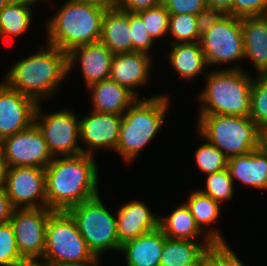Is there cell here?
Returning a JSON list of instances; mask_svg holds the SVG:
<instances>
[{"instance_id": "6da1fadb", "label": "cell", "mask_w": 267, "mask_h": 266, "mask_svg": "<svg viewBox=\"0 0 267 266\" xmlns=\"http://www.w3.org/2000/svg\"><path fill=\"white\" fill-rule=\"evenodd\" d=\"M47 208L67 211L99 195L98 168L91 155L54 157L45 168Z\"/></svg>"}, {"instance_id": "7a4b0ae2", "label": "cell", "mask_w": 267, "mask_h": 266, "mask_svg": "<svg viewBox=\"0 0 267 266\" xmlns=\"http://www.w3.org/2000/svg\"><path fill=\"white\" fill-rule=\"evenodd\" d=\"M19 60L8 71L4 82L11 88L40 103L53 95L68 74L67 53L53 45Z\"/></svg>"}, {"instance_id": "3957f363", "label": "cell", "mask_w": 267, "mask_h": 266, "mask_svg": "<svg viewBox=\"0 0 267 266\" xmlns=\"http://www.w3.org/2000/svg\"><path fill=\"white\" fill-rule=\"evenodd\" d=\"M104 13V9L88 3L67 0L47 20V44L69 53L75 47L99 42Z\"/></svg>"}, {"instance_id": "277c9868", "label": "cell", "mask_w": 267, "mask_h": 266, "mask_svg": "<svg viewBox=\"0 0 267 266\" xmlns=\"http://www.w3.org/2000/svg\"><path fill=\"white\" fill-rule=\"evenodd\" d=\"M199 114L249 116L253 79L239 65L209 72Z\"/></svg>"}, {"instance_id": "5b68a950", "label": "cell", "mask_w": 267, "mask_h": 266, "mask_svg": "<svg viewBox=\"0 0 267 266\" xmlns=\"http://www.w3.org/2000/svg\"><path fill=\"white\" fill-rule=\"evenodd\" d=\"M168 101L165 95L151 96L141 101L137 99L122 115L115 152L127 162L135 159L160 131L168 111Z\"/></svg>"}, {"instance_id": "8992f818", "label": "cell", "mask_w": 267, "mask_h": 266, "mask_svg": "<svg viewBox=\"0 0 267 266\" xmlns=\"http://www.w3.org/2000/svg\"><path fill=\"white\" fill-rule=\"evenodd\" d=\"M200 136L215 145L228 159L258 149L264 133L249 116L199 114Z\"/></svg>"}, {"instance_id": "52a82bcc", "label": "cell", "mask_w": 267, "mask_h": 266, "mask_svg": "<svg viewBox=\"0 0 267 266\" xmlns=\"http://www.w3.org/2000/svg\"><path fill=\"white\" fill-rule=\"evenodd\" d=\"M67 212L95 257L107 250L120 251L116 217L103 205L99 195L71 207Z\"/></svg>"}, {"instance_id": "ba28073f", "label": "cell", "mask_w": 267, "mask_h": 266, "mask_svg": "<svg viewBox=\"0 0 267 266\" xmlns=\"http://www.w3.org/2000/svg\"><path fill=\"white\" fill-rule=\"evenodd\" d=\"M88 249L72 216L54 211L48 219L44 260L54 263H85L96 259Z\"/></svg>"}, {"instance_id": "9c48e42d", "label": "cell", "mask_w": 267, "mask_h": 266, "mask_svg": "<svg viewBox=\"0 0 267 266\" xmlns=\"http://www.w3.org/2000/svg\"><path fill=\"white\" fill-rule=\"evenodd\" d=\"M199 42L207 66L244 58L241 18L224 14Z\"/></svg>"}, {"instance_id": "30bf717a", "label": "cell", "mask_w": 267, "mask_h": 266, "mask_svg": "<svg viewBox=\"0 0 267 266\" xmlns=\"http://www.w3.org/2000/svg\"><path fill=\"white\" fill-rule=\"evenodd\" d=\"M0 150L6 167L46 168L53 160L47 142L39 127L33 123L29 128L3 138Z\"/></svg>"}, {"instance_id": "8fae6325", "label": "cell", "mask_w": 267, "mask_h": 266, "mask_svg": "<svg viewBox=\"0 0 267 266\" xmlns=\"http://www.w3.org/2000/svg\"><path fill=\"white\" fill-rule=\"evenodd\" d=\"M40 110L41 105L38 103L35 124L42 131L52 156L57 157L61 154L65 157L83 154L84 149L77 145L80 141V133L79 120L76 115L70 110L44 115Z\"/></svg>"}, {"instance_id": "7c38bea8", "label": "cell", "mask_w": 267, "mask_h": 266, "mask_svg": "<svg viewBox=\"0 0 267 266\" xmlns=\"http://www.w3.org/2000/svg\"><path fill=\"white\" fill-rule=\"evenodd\" d=\"M54 211L45 208L13 209L10 224L22 259L43 258L46 245V228Z\"/></svg>"}, {"instance_id": "4fadbf2b", "label": "cell", "mask_w": 267, "mask_h": 266, "mask_svg": "<svg viewBox=\"0 0 267 266\" xmlns=\"http://www.w3.org/2000/svg\"><path fill=\"white\" fill-rule=\"evenodd\" d=\"M3 186L13 209L47 207L44 168L6 167Z\"/></svg>"}, {"instance_id": "5bb4252c", "label": "cell", "mask_w": 267, "mask_h": 266, "mask_svg": "<svg viewBox=\"0 0 267 266\" xmlns=\"http://www.w3.org/2000/svg\"><path fill=\"white\" fill-rule=\"evenodd\" d=\"M37 105L34 99L9 87L4 81L0 83V141L35 123Z\"/></svg>"}, {"instance_id": "9a60e30c", "label": "cell", "mask_w": 267, "mask_h": 266, "mask_svg": "<svg viewBox=\"0 0 267 266\" xmlns=\"http://www.w3.org/2000/svg\"><path fill=\"white\" fill-rule=\"evenodd\" d=\"M122 115L93 111L79 120L80 141L86 144L83 154L93 156L95 149L116 150Z\"/></svg>"}, {"instance_id": "2e32d148", "label": "cell", "mask_w": 267, "mask_h": 266, "mask_svg": "<svg viewBox=\"0 0 267 266\" xmlns=\"http://www.w3.org/2000/svg\"><path fill=\"white\" fill-rule=\"evenodd\" d=\"M208 232V233H206ZM202 244L195 240L166 237L160 256V266H202L209 247L215 242H226L217 230H206Z\"/></svg>"}, {"instance_id": "e0dca14e", "label": "cell", "mask_w": 267, "mask_h": 266, "mask_svg": "<svg viewBox=\"0 0 267 266\" xmlns=\"http://www.w3.org/2000/svg\"><path fill=\"white\" fill-rule=\"evenodd\" d=\"M114 54L103 43L85 44L67 53L68 72L74 67L75 61L81 65L86 86L109 79Z\"/></svg>"}, {"instance_id": "ac0fdd59", "label": "cell", "mask_w": 267, "mask_h": 266, "mask_svg": "<svg viewBox=\"0 0 267 266\" xmlns=\"http://www.w3.org/2000/svg\"><path fill=\"white\" fill-rule=\"evenodd\" d=\"M116 226L120 246L159 227V216L140 201H129L116 213Z\"/></svg>"}, {"instance_id": "d6986e66", "label": "cell", "mask_w": 267, "mask_h": 266, "mask_svg": "<svg viewBox=\"0 0 267 266\" xmlns=\"http://www.w3.org/2000/svg\"><path fill=\"white\" fill-rule=\"evenodd\" d=\"M150 57L146 53L135 51L114 54L109 78L139 97L134 88L145 85L149 79L152 62Z\"/></svg>"}, {"instance_id": "ffe728a7", "label": "cell", "mask_w": 267, "mask_h": 266, "mask_svg": "<svg viewBox=\"0 0 267 266\" xmlns=\"http://www.w3.org/2000/svg\"><path fill=\"white\" fill-rule=\"evenodd\" d=\"M227 168L233 180L267 189V147L264 143L252 152L229 158Z\"/></svg>"}, {"instance_id": "44dd1931", "label": "cell", "mask_w": 267, "mask_h": 266, "mask_svg": "<svg viewBox=\"0 0 267 266\" xmlns=\"http://www.w3.org/2000/svg\"><path fill=\"white\" fill-rule=\"evenodd\" d=\"M93 101V111L123 115L137 100V96L127 87L109 79L88 87Z\"/></svg>"}, {"instance_id": "7402d4cb", "label": "cell", "mask_w": 267, "mask_h": 266, "mask_svg": "<svg viewBox=\"0 0 267 266\" xmlns=\"http://www.w3.org/2000/svg\"><path fill=\"white\" fill-rule=\"evenodd\" d=\"M244 58H250L259 74L267 72V15L241 18Z\"/></svg>"}, {"instance_id": "603a6c76", "label": "cell", "mask_w": 267, "mask_h": 266, "mask_svg": "<svg viewBox=\"0 0 267 266\" xmlns=\"http://www.w3.org/2000/svg\"><path fill=\"white\" fill-rule=\"evenodd\" d=\"M165 239L166 236L158 227L124 243L120 252L126 256L127 266H160Z\"/></svg>"}, {"instance_id": "cb8c5ba5", "label": "cell", "mask_w": 267, "mask_h": 266, "mask_svg": "<svg viewBox=\"0 0 267 266\" xmlns=\"http://www.w3.org/2000/svg\"><path fill=\"white\" fill-rule=\"evenodd\" d=\"M100 42L113 54L132 52L129 12L118 8L105 11Z\"/></svg>"}, {"instance_id": "d4e9b609", "label": "cell", "mask_w": 267, "mask_h": 266, "mask_svg": "<svg viewBox=\"0 0 267 266\" xmlns=\"http://www.w3.org/2000/svg\"><path fill=\"white\" fill-rule=\"evenodd\" d=\"M171 45L173 48L169 52L168 58L179 77L191 80L202 73L205 67H208L199 41Z\"/></svg>"}, {"instance_id": "484cf974", "label": "cell", "mask_w": 267, "mask_h": 266, "mask_svg": "<svg viewBox=\"0 0 267 266\" xmlns=\"http://www.w3.org/2000/svg\"><path fill=\"white\" fill-rule=\"evenodd\" d=\"M39 0H19L10 1L0 11V37L22 35L28 30L32 15L29 7L32 6ZM41 1V0H40Z\"/></svg>"}, {"instance_id": "4316f807", "label": "cell", "mask_w": 267, "mask_h": 266, "mask_svg": "<svg viewBox=\"0 0 267 266\" xmlns=\"http://www.w3.org/2000/svg\"><path fill=\"white\" fill-rule=\"evenodd\" d=\"M159 228L166 237L171 239L195 240L196 237L203 235L184 202L175 208L169 216L159 217Z\"/></svg>"}, {"instance_id": "83f0119b", "label": "cell", "mask_w": 267, "mask_h": 266, "mask_svg": "<svg viewBox=\"0 0 267 266\" xmlns=\"http://www.w3.org/2000/svg\"><path fill=\"white\" fill-rule=\"evenodd\" d=\"M185 204L202 232L206 229V226L215 224L221 213V204L199 190L192 191Z\"/></svg>"}, {"instance_id": "f1b7e54d", "label": "cell", "mask_w": 267, "mask_h": 266, "mask_svg": "<svg viewBox=\"0 0 267 266\" xmlns=\"http://www.w3.org/2000/svg\"><path fill=\"white\" fill-rule=\"evenodd\" d=\"M249 117L263 133L267 131V76L264 74H258L252 82Z\"/></svg>"}, {"instance_id": "f546056e", "label": "cell", "mask_w": 267, "mask_h": 266, "mask_svg": "<svg viewBox=\"0 0 267 266\" xmlns=\"http://www.w3.org/2000/svg\"><path fill=\"white\" fill-rule=\"evenodd\" d=\"M170 34L175 38V41H172L171 44L199 41L196 15L170 14L168 35Z\"/></svg>"}, {"instance_id": "4dcf8cb0", "label": "cell", "mask_w": 267, "mask_h": 266, "mask_svg": "<svg viewBox=\"0 0 267 266\" xmlns=\"http://www.w3.org/2000/svg\"><path fill=\"white\" fill-rule=\"evenodd\" d=\"M229 169L210 173L206 178L205 190H199L201 193L210 196L214 201L223 203L233 197L235 188Z\"/></svg>"}, {"instance_id": "1f68e13d", "label": "cell", "mask_w": 267, "mask_h": 266, "mask_svg": "<svg viewBox=\"0 0 267 266\" xmlns=\"http://www.w3.org/2000/svg\"><path fill=\"white\" fill-rule=\"evenodd\" d=\"M194 154L199 170L205 174L227 168L228 158L209 141L198 147Z\"/></svg>"}, {"instance_id": "d6a6232c", "label": "cell", "mask_w": 267, "mask_h": 266, "mask_svg": "<svg viewBox=\"0 0 267 266\" xmlns=\"http://www.w3.org/2000/svg\"><path fill=\"white\" fill-rule=\"evenodd\" d=\"M143 20L146 30L155 41L166 34L168 35L169 12L161 3L151 9L143 10L137 13Z\"/></svg>"}, {"instance_id": "836d02e7", "label": "cell", "mask_w": 267, "mask_h": 266, "mask_svg": "<svg viewBox=\"0 0 267 266\" xmlns=\"http://www.w3.org/2000/svg\"><path fill=\"white\" fill-rule=\"evenodd\" d=\"M22 260L10 222L0 225V266H15Z\"/></svg>"}, {"instance_id": "e575fe53", "label": "cell", "mask_w": 267, "mask_h": 266, "mask_svg": "<svg viewBox=\"0 0 267 266\" xmlns=\"http://www.w3.org/2000/svg\"><path fill=\"white\" fill-rule=\"evenodd\" d=\"M129 23L131 29L132 52H142L150 55V49L154 40L146 30L142 18L137 13H129Z\"/></svg>"}, {"instance_id": "d590c367", "label": "cell", "mask_w": 267, "mask_h": 266, "mask_svg": "<svg viewBox=\"0 0 267 266\" xmlns=\"http://www.w3.org/2000/svg\"><path fill=\"white\" fill-rule=\"evenodd\" d=\"M207 258L215 266H245L227 242L213 243L208 249Z\"/></svg>"}, {"instance_id": "8d00e7d4", "label": "cell", "mask_w": 267, "mask_h": 266, "mask_svg": "<svg viewBox=\"0 0 267 266\" xmlns=\"http://www.w3.org/2000/svg\"><path fill=\"white\" fill-rule=\"evenodd\" d=\"M231 15L237 18L267 15V0H233Z\"/></svg>"}, {"instance_id": "74e56055", "label": "cell", "mask_w": 267, "mask_h": 266, "mask_svg": "<svg viewBox=\"0 0 267 266\" xmlns=\"http://www.w3.org/2000/svg\"><path fill=\"white\" fill-rule=\"evenodd\" d=\"M169 14H191L197 15L204 7L205 0H162Z\"/></svg>"}, {"instance_id": "f35d334b", "label": "cell", "mask_w": 267, "mask_h": 266, "mask_svg": "<svg viewBox=\"0 0 267 266\" xmlns=\"http://www.w3.org/2000/svg\"><path fill=\"white\" fill-rule=\"evenodd\" d=\"M224 15V13L213 7H204L197 15V29L200 38Z\"/></svg>"}, {"instance_id": "ab89813d", "label": "cell", "mask_w": 267, "mask_h": 266, "mask_svg": "<svg viewBox=\"0 0 267 266\" xmlns=\"http://www.w3.org/2000/svg\"><path fill=\"white\" fill-rule=\"evenodd\" d=\"M162 3V0H117V8L129 13H138L151 9Z\"/></svg>"}, {"instance_id": "60d3db41", "label": "cell", "mask_w": 267, "mask_h": 266, "mask_svg": "<svg viewBox=\"0 0 267 266\" xmlns=\"http://www.w3.org/2000/svg\"><path fill=\"white\" fill-rule=\"evenodd\" d=\"M13 207L6 195L4 186H0V225L6 224L11 219Z\"/></svg>"}, {"instance_id": "b9f144b4", "label": "cell", "mask_w": 267, "mask_h": 266, "mask_svg": "<svg viewBox=\"0 0 267 266\" xmlns=\"http://www.w3.org/2000/svg\"><path fill=\"white\" fill-rule=\"evenodd\" d=\"M208 7L216 8L224 14L231 15L233 0H205Z\"/></svg>"}, {"instance_id": "7bdbcfd3", "label": "cell", "mask_w": 267, "mask_h": 266, "mask_svg": "<svg viewBox=\"0 0 267 266\" xmlns=\"http://www.w3.org/2000/svg\"><path fill=\"white\" fill-rule=\"evenodd\" d=\"M79 2L88 3L101 9L113 10L117 8V0H76Z\"/></svg>"}, {"instance_id": "ee69618b", "label": "cell", "mask_w": 267, "mask_h": 266, "mask_svg": "<svg viewBox=\"0 0 267 266\" xmlns=\"http://www.w3.org/2000/svg\"><path fill=\"white\" fill-rule=\"evenodd\" d=\"M42 261H39L37 259H22L20 262H18L15 266H50L49 262L42 259Z\"/></svg>"}, {"instance_id": "f6af8a7d", "label": "cell", "mask_w": 267, "mask_h": 266, "mask_svg": "<svg viewBox=\"0 0 267 266\" xmlns=\"http://www.w3.org/2000/svg\"><path fill=\"white\" fill-rule=\"evenodd\" d=\"M50 266H97L99 264V258H96L92 262L85 263H54L49 262Z\"/></svg>"}, {"instance_id": "bcb514c9", "label": "cell", "mask_w": 267, "mask_h": 266, "mask_svg": "<svg viewBox=\"0 0 267 266\" xmlns=\"http://www.w3.org/2000/svg\"><path fill=\"white\" fill-rule=\"evenodd\" d=\"M6 165L0 150V186L4 185Z\"/></svg>"}, {"instance_id": "7dc6e473", "label": "cell", "mask_w": 267, "mask_h": 266, "mask_svg": "<svg viewBox=\"0 0 267 266\" xmlns=\"http://www.w3.org/2000/svg\"><path fill=\"white\" fill-rule=\"evenodd\" d=\"M9 0H0V11L9 3Z\"/></svg>"}, {"instance_id": "c3c4849f", "label": "cell", "mask_w": 267, "mask_h": 266, "mask_svg": "<svg viewBox=\"0 0 267 266\" xmlns=\"http://www.w3.org/2000/svg\"><path fill=\"white\" fill-rule=\"evenodd\" d=\"M202 266H215L208 258L203 262Z\"/></svg>"}, {"instance_id": "681fc988", "label": "cell", "mask_w": 267, "mask_h": 266, "mask_svg": "<svg viewBox=\"0 0 267 266\" xmlns=\"http://www.w3.org/2000/svg\"><path fill=\"white\" fill-rule=\"evenodd\" d=\"M264 145L267 147V131L264 133Z\"/></svg>"}]
</instances>
